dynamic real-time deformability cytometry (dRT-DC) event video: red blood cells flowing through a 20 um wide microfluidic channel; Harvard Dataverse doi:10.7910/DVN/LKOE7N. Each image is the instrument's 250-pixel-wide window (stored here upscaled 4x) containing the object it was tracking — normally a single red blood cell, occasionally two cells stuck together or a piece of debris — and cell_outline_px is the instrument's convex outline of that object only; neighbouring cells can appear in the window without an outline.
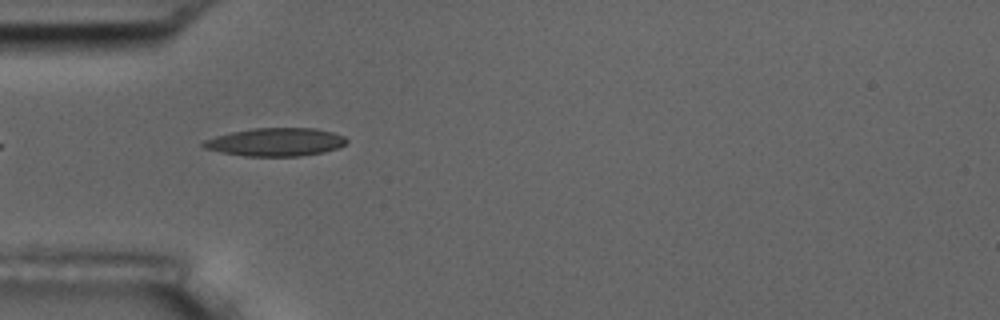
{"species": "common noctule bat (a hibernating species)", "species_latin": "Nyctalus noctula", "temperature_condition": "room temperature", "stored_images_in_passage": 2, "camera_frame_rate_fps": 3000, "um_per_image_px": 0.085, "animal": {"sex": "male", "body_mass_g": 17.5, "forearm_length_mm": 52.3}, "frame": {"image": 1, "passage_image": 1, "time_ms": 0.0, "image_size_px": [1000, 320], "cell_outline_px": [[348, 140], [344, 144], [336, 148], [324, 152], [300, 156], [244, 156], [204, 148], [200, 144], [204, 140], [216, 136], [232, 132], [252, 128], [316, 128], [332, 132], [344, 136]], "centroid_in_image_um": [23.43, 12.07], "position_along_channel_um": 61.6, "area_um2": 23.35}}